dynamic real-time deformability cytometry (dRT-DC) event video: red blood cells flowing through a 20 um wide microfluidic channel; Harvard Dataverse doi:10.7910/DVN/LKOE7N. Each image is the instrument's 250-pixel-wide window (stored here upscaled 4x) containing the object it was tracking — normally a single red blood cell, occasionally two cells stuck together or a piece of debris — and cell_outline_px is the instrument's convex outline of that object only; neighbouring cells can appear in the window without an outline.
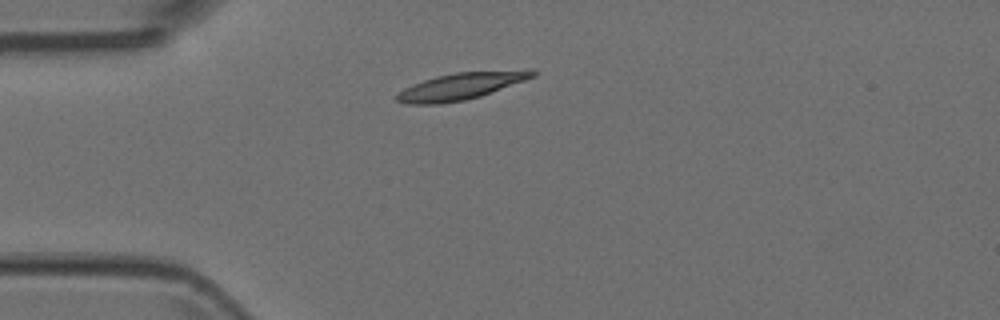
{"species": "Egyptian fruit bat (a non-hibernating species)", "species_latin": "Rousettus aegyptiacus", "temperature_condition": "room temperature", "stored_images_in_passage": 2, "camera_frame_rate_fps": 3000, "um_per_image_px": 0.085, "animal": {"sex": "female"}, "frame": {"image": 1, "passage_image": 1, "time_ms": 0.0, "image_size_px": [1000, 320], "cell_outline_px": [[536, 76], [480, 96], [464, 100], [440, 104], [408, 104], [396, 100], [396, 96], [404, 88], [412, 84], [436, 76], [456, 72], [532, 68], [536, 72]], "centroid_in_image_um": [39.24, 7.3], "position_along_channel_um": 45.8, "area_um2": 21.39}}